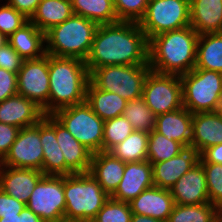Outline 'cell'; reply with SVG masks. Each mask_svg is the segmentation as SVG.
<instances>
[{"label":"cell","instance_id":"1","mask_svg":"<svg viewBox=\"0 0 222 222\" xmlns=\"http://www.w3.org/2000/svg\"><path fill=\"white\" fill-rule=\"evenodd\" d=\"M148 48L149 40L138 23L100 24L85 63L89 74L109 65H149Z\"/></svg>","mask_w":222,"mask_h":222},{"label":"cell","instance_id":"2","mask_svg":"<svg viewBox=\"0 0 222 222\" xmlns=\"http://www.w3.org/2000/svg\"><path fill=\"white\" fill-rule=\"evenodd\" d=\"M199 34L191 27H183L149 39L148 64L151 71L181 76L196 65Z\"/></svg>","mask_w":222,"mask_h":222},{"label":"cell","instance_id":"3","mask_svg":"<svg viewBox=\"0 0 222 222\" xmlns=\"http://www.w3.org/2000/svg\"><path fill=\"white\" fill-rule=\"evenodd\" d=\"M88 83L85 61L49 55V115L86 101Z\"/></svg>","mask_w":222,"mask_h":222},{"label":"cell","instance_id":"4","mask_svg":"<svg viewBox=\"0 0 222 222\" xmlns=\"http://www.w3.org/2000/svg\"><path fill=\"white\" fill-rule=\"evenodd\" d=\"M97 27L96 22L73 14L66 21L45 32L46 54L85 61Z\"/></svg>","mask_w":222,"mask_h":222},{"label":"cell","instance_id":"5","mask_svg":"<svg viewBox=\"0 0 222 222\" xmlns=\"http://www.w3.org/2000/svg\"><path fill=\"white\" fill-rule=\"evenodd\" d=\"M64 196L68 222H91L110 198L90 172L64 176Z\"/></svg>","mask_w":222,"mask_h":222},{"label":"cell","instance_id":"6","mask_svg":"<svg viewBox=\"0 0 222 222\" xmlns=\"http://www.w3.org/2000/svg\"><path fill=\"white\" fill-rule=\"evenodd\" d=\"M183 107L192 114L219 111L222 106V73L196 69L180 76Z\"/></svg>","mask_w":222,"mask_h":222},{"label":"cell","instance_id":"7","mask_svg":"<svg viewBox=\"0 0 222 222\" xmlns=\"http://www.w3.org/2000/svg\"><path fill=\"white\" fill-rule=\"evenodd\" d=\"M149 65H109L89 74V81L98 89L114 92L127 101L142 97Z\"/></svg>","mask_w":222,"mask_h":222},{"label":"cell","instance_id":"8","mask_svg":"<svg viewBox=\"0 0 222 222\" xmlns=\"http://www.w3.org/2000/svg\"><path fill=\"white\" fill-rule=\"evenodd\" d=\"M52 116L92 153L103 151L104 121L86 101L59 109Z\"/></svg>","mask_w":222,"mask_h":222},{"label":"cell","instance_id":"9","mask_svg":"<svg viewBox=\"0 0 222 222\" xmlns=\"http://www.w3.org/2000/svg\"><path fill=\"white\" fill-rule=\"evenodd\" d=\"M138 24L148 40L190 26V0H149Z\"/></svg>","mask_w":222,"mask_h":222},{"label":"cell","instance_id":"10","mask_svg":"<svg viewBox=\"0 0 222 222\" xmlns=\"http://www.w3.org/2000/svg\"><path fill=\"white\" fill-rule=\"evenodd\" d=\"M142 98L155 116L182 108L180 76L150 71L144 82Z\"/></svg>","mask_w":222,"mask_h":222},{"label":"cell","instance_id":"11","mask_svg":"<svg viewBox=\"0 0 222 222\" xmlns=\"http://www.w3.org/2000/svg\"><path fill=\"white\" fill-rule=\"evenodd\" d=\"M64 176L44 175L26 207L45 222H62L65 214Z\"/></svg>","mask_w":222,"mask_h":222},{"label":"cell","instance_id":"12","mask_svg":"<svg viewBox=\"0 0 222 222\" xmlns=\"http://www.w3.org/2000/svg\"><path fill=\"white\" fill-rule=\"evenodd\" d=\"M17 93L33 101L49 115V54L23 60L17 73Z\"/></svg>","mask_w":222,"mask_h":222},{"label":"cell","instance_id":"13","mask_svg":"<svg viewBox=\"0 0 222 222\" xmlns=\"http://www.w3.org/2000/svg\"><path fill=\"white\" fill-rule=\"evenodd\" d=\"M43 148L40 140V121L34 126L21 128L0 165L41 171Z\"/></svg>","mask_w":222,"mask_h":222},{"label":"cell","instance_id":"14","mask_svg":"<svg viewBox=\"0 0 222 222\" xmlns=\"http://www.w3.org/2000/svg\"><path fill=\"white\" fill-rule=\"evenodd\" d=\"M43 119L55 130L57 142L62 150L65 164L74 173L89 172L93 153L78 142L52 115H44Z\"/></svg>","mask_w":222,"mask_h":222},{"label":"cell","instance_id":"15","mask_svg":"<svg viewBox=\"0 0 222 222\" xmlns=\"http://www.w3.org/2000/svg\"><path fill=\"white\" fill-rule=\"evenodd\" d=\"M154 186L153 167L146 160L142 162H127L118 187L110 198L130 203L145 189Z\"/></svg>","mask_w":222,"mask_h":222},{"label":"cell","instance_id":"16","mask_svg":"<svg viewBox=\"0 0 222 222\" xmlns=\"http://www.w3.org/2000/svg\"><path fill=\"white\" fill-rule=\"evenodd\" d=\"M175 204L197 205L210 202L206 175L199 161L170 188Z\"/></svg>","mask_w":222,"mask_h":222},{"label":"cell","instance_id":"17","mask_svg":"<svg viewBox=\"0 0 222 222\" xmlns=\"http://www.w3.org/2000/svg\"><path fill=\"white\" fill-rule=\"evenodd\" d=\"M43 176V172L36 169L0 165V189L26 204L37 182Z\"/></svg>","mask_w":222,"mask_h":222},{"label":"cell","instance_id":"18","mask_svg":"<svg viewBox=\"0 0 222 222\" xmlns=\"http://www.w3.org/2000/svg\"><path fill=\"white\" fill-rule=\"evenodd\" d=\"M199 159L200 154L190 147L171 159L154 163L152 165L154 186L170 190L182 175L199 162Z\"/></svg>","mask_w":222,"mask_h":222},{"label":"cell","instance_id":"19","mask_svg":"<svg viewBox=\"0 0 222 222\" xmlns=\"http://www.w3.org/2000/svg\"><path fill=\"white\" fill-rule=\"evenodd\" d=\"M44 116L42 109L30 99L15 94L0 102V122L26 128L37 124Z\"/></svg>","mask_w":222,"mask_h":222},{"label":"cell","instance_id":"20","mask_svg":"<svg viewBox=\"0 0 222 222\" xmlns=\"http://www.w3.org/2000/svg\"><path fill=\"white\" fill-rule=\"evenodd\" d=\"M129 205L133 214L167 222L175 203L169 189L152 186L140 193Z\"/></svg>","mask_w":222,"mask_h":222},{"label":"cell","instance_id":"21","mask_svg":"<svg viewBox=\"0 0 222 222\" xmlns=\"http://www.w3.org/2000/svg\"><path fill=\"white\" fill-rule=\"evenodd\" d=\"M222 143V112H199L192 115L191 148L199 154Z\"/></svg>","mask_w":222,"mask_h":222},{"label":"cell","instance_id":"22","mask_svg":"<svg viewBox=\"0 0 222 222\" xmlns=\"http://www.w3.org/2000/svg\"><path fill=\"white\" fill-rule=\"evenodd\" d=\"M192 113L185 107L156 116L155 130L169 140L191 147Z\"/></svg>","mask_w":222,"mask_h":222},{"label":"cell","instance_id":"23","mask_svg":"<svg viewBox=\"0 0 222 222\" xmlns=\"http://www.w3.org/2000/svg\"><path fill=\"white\" fill-rule=\"evenodd\" d=\"M124 170L125 162L114 157L110 152L101 151L92 154L89 172L109 196L118 187Z\"/></svg>","mask_w":222,"mask_h":222},{"label":"cell","instance_id":"24","mask_svg":"<svg viewBox=\"0 0 222 222\" xmlns=\"http://www.w3.org/2000/svg\"><path fill=\"white\" fill-rule=\"evenodd\" d=\"M40 140L43 148L41 171L44 175L66 176L75 174L65 164L55 130L43 118L40 120Z\"/></svg>","mask_w":222,"mask_h":222},{"label":"cell","instance_id":"25","mask_svg":"<svg viewBox=\"0 0 222 222\" xmlns=\"http://www.w3.org/2000/svg\"><path fill=\"white\" fill-rule=\"evenodd\" d=\"M190 26L199 35L222 32V0H190Z\"/></svg>","mask_w":222,"mask_h":222},{"label":"cell","instance_id":"26","mask_svg":"<svg viewBox=\"0 0 222 222\" xmlns=\"http://www.w3.org/2000/svg\"><path fill=\"white\" fill-rule=\"evenodd\" d=\"M8 43L24 59L42 58L45 52V33L30 20L8 37Z\"/></svg>","mask_w":222,"mask_h":222},{"label":"cell","instance_id":"27","mask_svg":"<svg viewBox=\"0 0 222 222\" xmlns=\"http://www.w3.org/2000/svg\"><path fill=\"white\" fill-rule=\"evenodd\" d=\"M86 102L103 121L121 116L127 100L114 92L96 88L90 81L86 88Z\"/></svg>","mask_w":222,"mask_h":222},{"label":"cell","instance_id":"28","mask_svg":"<svg viewBox=\"0 0 222 222\" xmlns=\"http://www.w3.org/2000/svg\"><path fill=\"white\" fill-rule=\"evenodd\" d=\"M71 0H42L30 21L44 33L73 15Z\"/></svg>","mask_w":222,"mask_h":222},{"label":"cell","instance_id":"29","mask_svg":"<svg viewBox=\"0 0 222 222\" xmlns=\"http://www.w3.org/2000/svg\"><path fill=\"white\" fill-rule=\"evenodd\" d=\"M195 68L222 73V32L199 35Z\"/></svg>","mask_w":222,"mask_h":222},{"label":"cell","instance_id":"30","mask_svg":"<svg viewBox=\"0 0 222 222\" xmlns=\"http://www.w3.org/2000/svg\"><path fill=\"white\" fill-rule=\"evenodd\" d=\"M73 13L100 24L119 22L113 0H71Z\"/></svg>","mask_w":222,"mask_h":222},{"label":"cell","instance_id":"31","mask_svg":"<svg viewBox=\"0 0 222 222\" xmlns=\"http://www.w3.org/2000/svg\"><path fill=\"white\" fill-rule=\"evenodd\" d=\"M149 132L133 131L124 141L109 152L122 162H142L147 160Z\"/></svg>","mask_w":222,"mask_h":222},{"label":"cell","instance_id":"32","mask_svg":"<svg viewBox=\"0 0 222 222\" xmlns=\"http://www.w3.org/2000/svg\"><path fill=\"white\" fill-rule=\"evenodd\" d=\"M186 147L174 140H169L155 129L149 132L147 160L153 165L166 161L180 154Z\"/></svg>","mask_w":222,"mask_h":222},{"label":"cell","instance_id":"33","mask_svg":"<svg viewBox=\"0 0 222 222\" xmlns=\"http://www.w3.org/2000/svg\"><path fill=\"white\" fill-rule=\"evenodd\" d=\"M167 222H217L216 206L210 202L197 205L175 204Z\"/></svg>","mask_w":222,"mask_h":222},{"label":"cell","instance_id":"34","mask_svg":"<svg viewBox=\"0 0 222 222\" xmlns=\"http://www.w3.org/2000/svg\"><path fill=\"white\" fill-rule=\"evenodd\" d=\"M135 131L151 132L155 129V114L142 97L127 102L122 114Z\"/></svg>","mask_w":222,"mask_h":222},{"label":"cell","instance_id":"35","mask_svg":"<svg viewBox=\"0 0 222 222\" xmlns=\"http://www.w3.org/2000/svg\"><path fill=\"white\" fill-rule=\"evenodd\" d=\"M133 131L131 123L123 115L104 121L103 151L109 152Z\"/></svg>","mask_w":222,"mask_h":222},{"label":"cell","instance_id":"36","mask_svg":"<svg viewBox=\"0 0 222 222\" xmlns=\"http://www.w3.org/2000/svg\"><path fill=\"white\" fill-rule=\"evenodd\" d=\"M129 203L109 198L91 222H131Z\"/></svg>","mask_w":222,"mask_h":222},{"label":"cell","instance_id":"37","mask_svg":"<svg viewBox=\"0 0 222 222\" xmlns=\"http://www.w3.org/2000/svg\"><path fill=\"white\" fill-rule=\"evenodd\" d=\"M149 0H113L119 21L135 22L143 18Z\"/></svg>","mask_w":222,"mask_h":222},{"label":"cell","instance_id":"38","mask_svg":"<svg viewBox=\"0 0 222 222\" xmlns=\"http://www.w3.org/2000/svg\"><path fill=\"white\" fill-rule=\"evenodd\" d=\"M208 189V196L212 205L222 202V164L202 163Z\"/></svg>","mask_w":222,"mask_h":222},{"label":"cell","instance_id":"39","mask_svg":"<svg viewBox=\"0 0 222 222\" xmlns=\"http://www.w3.org/2000/svg\"><path fill=\"white\" fill-rule=\"evenodd\" d=\"M4 2H1L3 4L0 3V33L8 38L29 20L6 1Z\"/></svg>","mask_w":222,"mask_h":222},{"label":"cell","instance_id":"40","mask_svg":"<svg viewBox=\"0 0 222 222\" xmlns=\"http://www.w3.org/2000/svg\"><path fill=\"white\" fill-rule=\"evenodd\" d=\"M23 58L13 49V47L6 43L0 47V68L18 73L23 63Z\"/></svg>","mask_w":222,"mask_h":222},{"label":"cell","instance_id":"41","mask_svg":"<svg viewBox=\"0 0 222 222\" xmlns=\"http://www.w3.org/2000/svg\"><path fill=\"white\" fill-rule=\"evenodd\" d=\"M26 208V204L9 196L0 189V218L5 216H20V213Z\"/></svg>","mask_w":222,"mask_h":222},{"label":"cell","instance_id":"42","mask_svg":"<svg viewBox=\"0 0 222 222\" xmlns=\"http://www.w3.org/2000/svg\"><path fill=\"white\" fill-rule=\"evenodd\" d=\"M17 94V74L0 68V102Z\"/></svg>","mask_w":222,"mask_h":222},{"label":"cell","instance_id":"43","mask_svg":"<svg viewBox=\"0 0 222 222\" xmlns=\"http://www.w3.org/2000/svg\"><path fill=\"white\" fill-rule=\"evenodd\" d=\"M20 128L0 122V161L6 156L16 140Z\"/></svg>","mask_w":222,"mask_h":222},{"label":"cell","instance_id":"44","mask_svg":"<svg viewBox=\"0 0 222 222\" xmlns=\"http://www.w3.org/2000/svg\"><path fill=\"white\" fill-rule=\"evenodd\" d=\"M10 6L15 8L19 13L23 14L28 20L35 14L38 4L42 0H4Z\"/></svg>","mask_w":222,"mask_h":222},{"label":"cell","instance_id":"45","mask_svg":"<svg viewBox=\"0 0 222 222\" xmlns=\"http://www.w3.org/2000/svg\"><path fill=\"white\" fill-rule=\"evenodd\" d=\"M201 163L222 164V143L205 149L200 154Z\"/></svg>","mask_w":222,"mask_h":222},{"label":"cell","instance_id":"46","mask_svg":"<svg viewBox=\"0 0 222 222\" xmlns=\"http://www.w3.org/2000/svg\"><path fill=\"white\" fill-rule=\"evenodd\" d=\"M19 222H45L27 207L20 213Z\"/></svg>","mask_w":222,"mask_h":222},{"label":"cell","instance_id":"47","mask_svg":"<svg viewBox=\"0 0 222 222\" xmlns=\"http://www.w3.org/2000/svg\"><path fill=\"white\" fill-rule=\"evenodd\" d=\"M131 222H165L145 215L133 214Z\"/></svg>","mask_w":222,"mask_h":222},{"label":"cell","instance_id":"48","mask_svg":"<svg viewBox=\"0 0 222 222\" xmlns=\"http://www.w3.org/2000/svg\"><path fill=\"white\" fill-rule=\"evenodd\" d=\"M216 218L217 222H222V202L216 205Z\"/></svg>","mask_w":222,"mask_h":222},{"label":"cell","instance_id":"49","mask_svg":"<svg viewBox=\"0 0 222 222\" xmlns=\"http://www.w3.org/2000/svg\"><path fill=\"white\" fill-rule=\"evenodd\" d=\"M20 216H5L0 218V222H19Z\"/></svg>","mask_w":222,"mask_h":222},{"label":"cell","instance_id":"50","mask_svg":"<svg viewBox=\"0 0 222 222\" xmlns=\"http://www.w3.org/2000/svg\"><path fill=\"white\" fill-rule=\"evenodd\" d=\"M6 43H8V38L0 33V47L4 46Z\"/></svg>","mask_w":222,"mask_h":222}]
</instances>
